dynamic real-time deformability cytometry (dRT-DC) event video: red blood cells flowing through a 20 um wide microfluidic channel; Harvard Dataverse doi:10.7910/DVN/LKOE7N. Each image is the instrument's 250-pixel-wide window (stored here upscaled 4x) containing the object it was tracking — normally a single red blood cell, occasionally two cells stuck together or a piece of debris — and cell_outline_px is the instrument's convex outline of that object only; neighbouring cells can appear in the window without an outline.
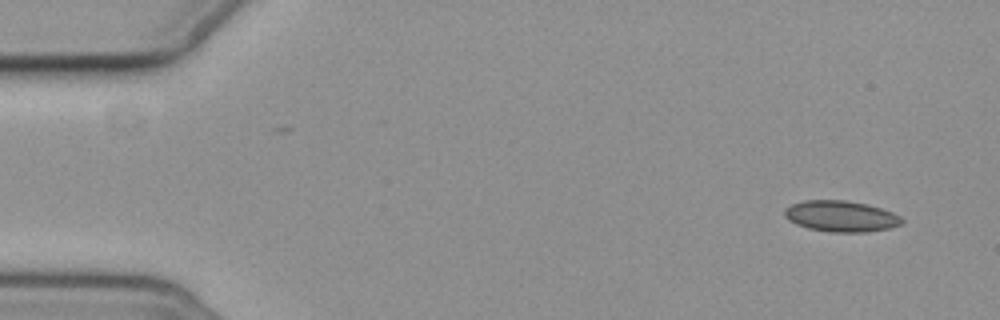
{"species": "common noctule bat (a hibernating species)", "species_latin": "Nyctalus noctula", "temperature_condition": "cold", "stored_images_in_passage": 3, "camera_frame_rate_fps": 3000, "um_per_image_px": 0.085, "animal": {"sex": "female", "body_mass_g": 19.3, "forearm_length_mm": 54.1}, "frame": {"image": 1, "passage_image": 3, "time_ms": 3.667, "image_size_px": [1000, 320], "cell_outline_px": [[904, 220], [900, 224], [888, 228], [868, 232], [832, 232], [808, 228], [796, 224], [788, 220], [784, 216], [784, 208], [792, 204], [804, 200], [844, 200], [868, 204], [892, 212], [900, 216]], "centroid_in_image_um": [71.45, 18.37], "position_along_channel_um": 13.5, "area_um2": 21.21}}